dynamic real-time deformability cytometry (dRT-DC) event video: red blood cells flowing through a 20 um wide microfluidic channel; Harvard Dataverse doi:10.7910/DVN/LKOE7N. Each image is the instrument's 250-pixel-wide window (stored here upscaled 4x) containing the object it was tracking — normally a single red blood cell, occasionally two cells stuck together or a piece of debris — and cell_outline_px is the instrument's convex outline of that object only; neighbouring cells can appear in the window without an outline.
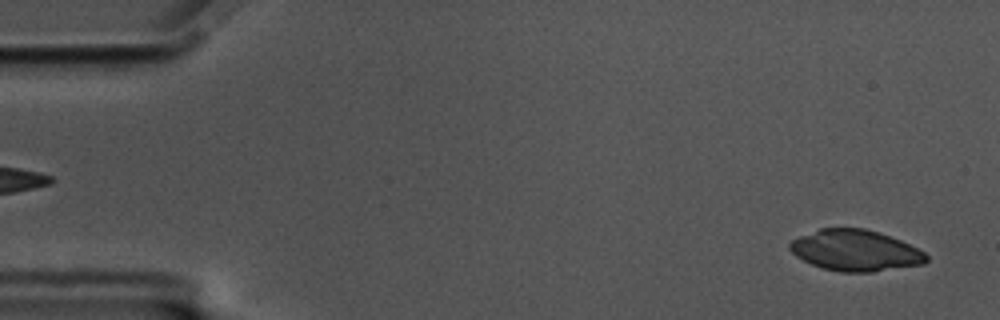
{"species": "common noctule bat (a hibernating species)", "species_latin": "Nyctalus noctula", "temperature_condition": "cold", "stored_images_in_passage": 56, "camera_frame_rate_fps": 3000, "um_per_image_px": 0.085, "animal": {"sex": "male", "body_mass_g": 17.5, "forearm_length_mm": 52.3}, "frame": {"image": 1, "passage_image": 2, "time_ms": 0.333, "image_size_px": [1000, 320], "cell_outline_px": [[928, 260], [924, 264], [872, 272], [840, 272], [824, 268], [812, 264], [796, 256], [788, 248], [788, 244], [792, 240], [800, 236], [820, 228], [864, 228], [900, 240], [924, 252], [928, 256]], "centroid_in_image_um": [72.69, 21.3], "position_along_channel_um": 12.3, "area_um2": 32.43}}